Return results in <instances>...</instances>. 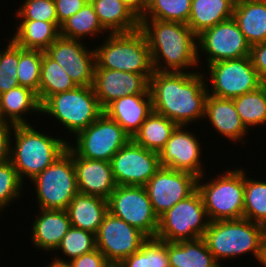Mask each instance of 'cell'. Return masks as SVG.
<instances>
[{
  "instance_id": "obj_44",
  "label": "cell",
  "mask_w": 266,
  "mask_h": 267,
  "mask_svg": "<svg viewBox=\"0 0 266 267\" xmlns=\"http://www.w3.org/2000/svg\"><path fill=\"white\" fill-rule=\"evenodd\" d=\"M250 58L261 82L266 84V41L251 46Z\"/></svg>"
},
{
  "instance_id": "obj_9",
  "label": "cell",
  "mask_w": 266,
  "mask_h": 267,
  "mask_svg": "<svg viewBox=\"0 0 266 267\" xmlns=\"http://www.w3.org/2000/svg\"><path fill=\"white\" fill-rule=\"evenodd\" d=\"M209 222L201 193L196 189L158 217L155 238L164 242L195 240L203 237Z\"/></svg>"
},
{
  "instance_id": "obj_32",
  "label": "cell",
  "mask_w": 266,
  "mask_h": 267,
  "mask_svg": "<svg viewBox=\"0 0 266 267\" xmlns=\"http://www.w3.org/2000/svg\"><path fill=\"white\" fill-rule=\"evenodd\" d=\"M76 87L77 85L64 71V68L43 52L39 92L37 94L40 104L49 96L70 91Z\"/></svg>"
},
{
  "instance_id": "obj_21",
  "label": "cell",
  "mask_w": 266,
  "mask_h": 267,
  "mask_svg": "<svg viewBox=\"0 0 266 267\" xmlns=\"http://www.w3.org/2000/svg\"><path fill=\"white\" fill-rule=\"evenodd\" d=\"M103 110L132 138L152 113V98L150 94L127 95L112 101Z\"/></svg>"
},
{
  "instance_id": "obj_14",
  "label": "cell",
  "mask_w": 266,
  "mask_h": 267,
  "mask_svg": "<svg viewBox=\"0 0 266 267\" xmlns=\"http://www.w3.org/2000/svg\"><path fill=\"white\" fill-rule=\"evenodd\" d=\"M197 46L198 51L201 50L208 55L207 65L250 56L251 50V45L247 42L233 17L199 34Z\"/></svg>"
},
{
  "instance_id": "obj_43",
  "label": "cell",
  "mask_w": 266,
  "mask_h": 267,
  "mask_svg": "<svg viewBox=\"0 0 266 267\" xmlns=\"http://www.w3.org/2000/svg\"><path fill=\"white\" fill-rule=\"evenodd\" d=\"M89 0H54L58 23L76 14Z\"/></svg>"
},
{
  "instance_id": "obj_10",
  "label": "cell",
  "mask_w": 266,
  "mask_h": 267,
  "mask_svg": "<svg viewBox=\"0 0 266 267\" xmlns=\"http://www.w3.org/2000/svg\"><path fill=\"white\" fill-rule=\"evenodd\" d=\"M131 139L124 129L104 112L76 135L75 146H68L82 158L111 162L112 157Z\"/></svg>"
},
{
  "instance_id": "obj_2",
  "label": "cell",
  "mask_w": 266,
  "mask_h": 267,
  "mask_svg": "<svg viewBox=\"0 0 266 267\" xmlns=\"http://www.w3.org/2000/svg\"><path fill=\"white\" fill-rule=\"evenodd\" d=\"M139 29L146 37L154 71L184 72L199 65L197 36L187 24L140 19Z\"/></svg>"
},
{
  "instance_id": "obj_24",
  "label": "cell",
  "mask_w": 266,
  "mask_h": 267,
  "mask_svg": "<svg viewBox=\"0 0 266 267\" xmlns=\"http://www.w3.org/2000/svg\"><path fill=\"white\" fill-rule=\"evenodd\" d=\"M66 211L71 226L96 234L108 212V202L104 198L78 192Z\"/></svg>"
},
{
  "instance_id": "obj_47",
  "label": "cell",
  "mask_w": 266,
  "mask_h": 267,
  "mask_svg": "<svg viewBox=\"0 0 266 267\" xmlns=\"http://www.w3.org/2000/svg\"><path fill=\"white\" fill-rule=\"evenodd\" d=\"M123 267H149L148 257L139 249L121 262Z\"/></svg>"
},
{
  "instance_id": "obj_18",
  "label": "cell",
  "mask_w": 266,
  "mask_h": 267,
  "mask_svg": "<svg viewBox=\"0 0 266 267\" xmlns=\"http://www.w3.org/2000/svg\"><path fill=\"white\" fill-rule=\"evenodd\" d=\"M183 128L184 126H177L159 152L160 166L188 172L199 178L205 175L200 161V141L193 132Z\"/></svg>"
},
{
  "instance_id": "obj_37",
  "label": "cell",
  "mask_w": 266,
  "mask_h": 267,
  "mask_svg": "<svg viewBox=\"0 0 266 267\" xmlns=\"http://www.w3.org/2000/svg\"><path fill=\"white\" fill-rule=\"evenodd\" d=\"M43 52L23 49L19 46V63L17 79L20 86L32 89L38 94Z\"/></svg>"
},
{
  "instance_id": "obj_3",
  "label": "cell",
  "mask_w": 266,
  "mask_h": 267,
  "mask_svg": "<svg viewBox=\"0 0 266 267\" xmlns=\"http://www.w3.org/2000/svg\"><path fill=\"white\" fill-rule=\"evenodd\" d=\"M202 238L219 265L222 258L230 259L247 252H252L260 262L266 228L245 218L220 220L209 222Z\"/></svg>"
},
{
  "instance_id": "obj_26",
  "label": "cell",
  "mask_w": 266,
  "mask_h": 267,
  "mask_svg": "<svg viewBox=\"0 0 266 267\" xmlns=\"http://www.w3.org/2000/svg\"><path fill=\"white\" fill-rule=\"evenodd\" d=\"M234 0H191L187 25L198 36L204 30L233 17Z\"/></svg>"
},
{
  "instance_id": "obj_46",
  "label": "cell",
  "mask_w": 266,
  "mask_h": 267,
  "mask_svg": "<svg viewBox=\"0 0 266 267\" xmlns=\"http://www.w3.org/2000/svg\"><path fill=\"white\" fill-rule=\"evenodd\" d=\"M12 130L13 126L6 123L0 128V164L10 160V148L13 141L11 140L13 133H10Z\"/></svg>"
},
{
  "instance_id": "obj_15",
  "label": "cell",
  "mask_w": 266,
  "mask_h": 267,
  "mask_svg": "<svg viewBox=\"0 0 266 267\" xmlns=\"http://www.w3.org/2000/svg\"><path fill=\"white\" fill-rule=\"evenodd\" d=\"M117 186H145L161 167L159 153L150 151L130 139L111 160Z\"/></svg>"
},
{
  "instance_id": "obj_48",
  "label": "cell",
  "mask_w": 266,
  "mask_h": 267,
  "mask_svg": "<svg viewBox=\"0 0 266 267\" xmlns=\"http://www.w3.org/2000/svg\"><path fill=\"white\" fill-rule=\"evenodd\" d=\"M132 13L140 20L147 11L148 0H122Z\"/></svg>"
},
{
  "instance_id": "obj_1",
  "label": "cell",
  "mask_w": 266,
  "mask_h": 267,
  "mask_svg": "<svg viewBox=\"0 0 266 267\" xmlns=\"http://www.w3.org/2000/svg\"><path fill=\"white\" fill-rule=\"evenodd\" d=\"M204 77L195 71H153L149 79L153 111L185 128L188 123L203 119L209 94Z\"/></svg>"
},
{
  "instance_id": "obj_16",
  "label": "cell",
  "mask_w": 266,
  "mask_h": 267,
  "mask_svg": "<svg viewBox=\"0 0 266 267\" xmlns=\"http://www.w3.org/2000/svg\"><path fill=\"white\" fill-rule=\"evenodd\" d=\"M198 177L167 167H160L144 186L154 213L159 217L197 189Z\"/></svg>"
},
{
  "instance_id": "obj_7",
  "label": "cell",
  "mask_w": 266,
  "mask_h": 267,
  "mask_svg": "<svg viewBox=\"0 0 266 267\" xmlns=\"http://www.w3.org/2000/svg\"><path fill=\"white\" fill-rule=\"evenodd\" d=\"M202 179L203 175L197 180V190L201 193L210 222L243 218V169L226 171L206 183H200Z\"/></svg>"
},
{
  "instance_id": "obj_31",
  "label": "cell",
  "mask_w": 266,
  "mask_h": 267,
  "mask_svg": "<svg viewBox=\"0 0 266 267\" xmlns=\"http://www.w3.org/2000/svg\"><path fill=\"white\" fill-rule=\"evenodd\" d=\"M176 127L173 121L152 111L131 139L138 145L159 153Z\"/></svg>"
},
{
  "instance_id": "obj_19",
  "label": "cell",
  "mask_w": 266,
  "mask_h": 267,
  "mask_svg": "<svg viewBox=\"0 0 266 267\" xmlns=\"http://www.w3.org/2000/svg\"><path fill=\"white\" fill-rule=\"evenodd\" d=\"M92 87L101 107L135 94H150L149 80L142 74L95 68Z\"/></svg>"
},
{
  "instance_id": "obj_34",
  "label": "cell",
  "mask_w": 266,
  "mask_h": 267,
  "mask_svg": "<svg viewBox=\"0 0 266 267\" xmlns=\"http://www.w3.org/2000/svg\"><path fill=\"white\" fill-rule=\"evenodd\" d=\"M233 101L247 129L249 126L266 123V84L263 83L256 90L240 95Z\"/></svg>"
},
{
  "instance_id": "obj_36",
  "label": "cell",
  "mask_w": 266,
  "mask_h": 267,
  "mask_svg": "<svg viewBox=\"0 0 266 267\" xmlns=\"http://www.w3.org/2000/svg\"><path fill=\"white\" fill-rule=\"evenodd\" d=\"M191 0H148V8L141 19L188 23Z\"/></svg>"
},
{
  "instance_id": "obj_25",
  "label": "cell",
  "mask_w": 266,
  "mask_h": 267,
  "mask_svg": "<svg viewBox=\"0 0 266 267\" xmlns=\"http://www.w3.org/2000/svg\"><path fill=\"white\" fill-rule=\"evenodd\" d=\"M41 113V104L37 93L32 89L17 86L0 94V115L6 124L29 125L22 115L30 111Z\"/></svg>"
},
{
  "instance_id": "obj_27",
  "label": "cell",
  "mask_w": 266,
  "mask_h": 267,
  "mask_svg": "<svg viewBox=\"0 0 266 267\" xmlns=\"http://www.w3.org/2000/svg\"><path fill=\"white\" fill-rule=\"evenodd\" d=\"M102 27L110 33H127L139 29L140 20L122 0H89Z\"/></svg>"
},
{
  "instance_id": "obj_40",
  "label": "cell",
  "mask_w": 266,
  "mask_h": 267,
  "mask_svg": "<svg viewBox=\"0 0 266 267\" xmlns=\"http://www.w3.org/2000/svg\"><path fill=\"white\" fill-rule=\"evenodd\" d=\"M23 182L10 160L0 164V210L22 193Z\"/></svg>"
},
{
  "instance_id": "obj_49",
  "label": "cell",
  "mask_w": 266,
  "mask_h": 267,
  "mask_svg": "<svg viewBox=\"0 0 266 267\" xmlns=\"http://www.w3.org/2000/svg\"><path fill=\"white\" fill-rule=\"evenodd\" d=\"M47 267H72L70 262L62 259V258H57L55 257L54 260L50 263V265L48 264Z\"/></svg>"
},
{
  "instance_id": "obj_45",
  "label": "cell",
  "mask_w": 266,
  "mask_h": 267,
  "mask_svg": "<svg viewBox=\"0 0 266 267\" xmlns=\"http://www.w3.org/2000/svg\"><path fill=\"white\" fill-rule=\"evenodd\" d=\"M109 262L97 248L70 261L72 267H105Z\"/></svg>"
},
{
  "instance_id": "obj_51",
  "label": "cell",
  "mask_w": 266,
  "mask_h": 267,
  "mask_svg": "<svg viewBox=\"0 0 266 267\" xmlns=\"http://www.w3.org/2000/svg\"><path fill=\"white\" fill-rule=\"evenodd\" d=\"M235 3H242V2H266V0H234Z\"/></svg>"
},
{
  "instance_id": "obj_50",
  "label": "cell",
  "mask_w": 266,
  "mask_h": 267,
  "mask_svg": "<svg viewBox=\"0 0 266 267\" xmlns=\"http://www.w3.org/2000/svg\"><path fill=\"white\" fill-rule=\"evenodd\" d=\"M260 263L262 264V266L264 265V267H266V240H265L264 245H263Z\"/></svg>"
},
{
  "instance_id": "obj_13",
  "label": "cell",
  "mask_w": 266,
  "mask_h": 267,
  "mask_svg": "<svg viewBox=\"0 0 266 267\" xmlns=\"http://www.w3.org/2000/svg\"><path fill=\"white\" fill-rule=\"evenodd\" d=\"M96 237V248L108 262L121 263L137 252L148 237L134 226L107 212Z\"/></svg>"
},
{
  "instance_id": "obj_42",
  "label": "cell",
  "mask_w": 266,
  "mask_h": 267,
  "mask_svg": "<svg viewBox=\"0 0 266 267\" xmlns=\"http://www.w3.org/2000/svg\"><path fill=\"white\" fill-rule=\"evenodd\" d=\"M148 257L149 267H170L168 242L156 238H148L140 247Z\"/></svg>"
},
{
  "instance_id": "obj_17",
  "label": "cell",
  "mask_w": 266,
  "mask_h": 267,
  "mask_svg": "<svg viewBox=\"0 0 266 267\" xmlns=\"http://www.w3.org/2000/svg\"><path fill=\"white\" fill-rule=\"evenodd\" d=\"M80 40L59 36L44 52L55 60L77 86H92L96 55Z\"/></svg>"
},
{
  "instance_id": "obj_11",
  "label": "cell",
  "mask_w": 266,
  "mask_h": 267,
  "mask_svg": "<svg viewBox=\"0 0 266 267\" xmlns=\"http://www.w3.org/2000/svg\"><path fill=\"white\" fill-rule=\"evenodd\" d=\"M108 212L136 227L148 238H155L158 216L144 186L119 185L110 194Z\"/></svg>"
},
{
  "instance_id": "obj_6",
  "label": "cell",
  "mask_w": 266,
  "mask_h": 267,
  "mask_svg": "<svg viewBox=\"0 0 266 267\" xmlns=\"http://www.w3.org/2000/svg\"><path fill=\"white\" fill-rule=\"evenodd\" d=\"M103 112L92 86H77L73 90L49 96L41 104V114L55 117L75 136Z\"/></svg>"
},
{
  "instance_id": "obj_29",
  "label": "cell",
  "mask_w": 266,
  "mask_h": 267,
  "mask_svg": "<svg viewBox=\"0 0 266 267\" xmlns=\"http://www.w3.org/2000/svg\"><path fill=\"white\" fill-rule=\"evenodd\" d=\"M233 19L251 46L266 41V2L236 3Z\"/></svg>"
},
{
  "instance_id": "obj_39",
  "label": "cell",
  "mask_w": 266,
  "mask_h": 267,
  "mask_svg": "<svg viewBox=\"0 0 266 267\" xmlns=\"http://www.w3.org/2000/svg\"><path fill=\"white\" fill-rule=\"evenodd\" d=\"M19 63V46L12 40L6 49L0 51V94L19 86L17 68Z\"/></svg>"
},
{
  "instance_id": "obj_8",
  "label": "cell",
  "mask_w": 266,
  "mask_h": 267,
  "mask_svg": "<svg viewBox=\"0 0 266 267\" xmlns=\"http://www.w3.org/2000/svg\"><path fill=\"white\" fill-rule=\"evenodd\" d=\"M40 209L66 210L78 193L73 150L68 146L50 166L32 180Z\"/></svg>"
},
{
  "instance_id": "obj_23",
  "label": "cell",
  "mask_w": 266,
  "mask_h": 267,
  "mask_svg": "<svg viewBox=\"0 0 266 267\" xmlns=\"http://www.w3.org/2000/svg\"><path fill=\"white\" fill-rule=\"evenodd\" d=\"M32 243L43 251H56L71 227L66 210L39 209V217L32 224Z\"/></svg>"
},
{
  "instance_id": "obj_53",
  "label": "cell",
  "mask_w": 266,
  "mask_h": 267,
  "mask_svg": "<svg viewBox=\"0 0 266 267\" xmlns=\"http://www.w3.org/2000/svg\"><path fill=\"white\" fill-rule=\"evenodd\" d=\"M5 124V122L3 121L1 115H0V128Z\"/></svg>"
},
{
  "instance_id": "obj_30",
  "label": "cell",
  "mask_w": 266,
  "mask_h": 267,
  "mask_svg": "<svg viewBox=\"0 0 266 267\" xmlns=\"http://www.w3.org/2000/svg\"><path fill=\"white\" fill-rule=\"evenodd\" d=\"M21 21L11 40L23 49L45 51L60 36V29L52 22Z\"/></svg>"
},
{
  "instance_id": "obj_33",
  "label": "cell",
  "mask_w": 266,
  "mask_h": 267,
  "mask_svg": "<svg viewBox=\"0 0 266 267\" xmlns=\"http://www.w3.org/2000/svg\"><path fill=\"white\" fill-rule=\"evenodd\" d=\"M101 32L106 31L100 24L90 1L60 26V36L74 40H81L89 35L94 37L95 34L98 35Z\"/></svg>"
},
{
  "instance_id": "obj_38",
  "label": "cell",
  "mask_w": 266,
  "mask_h": 267,
  "mask_svg": "<svg viewBox=\"0 0 266 267\" xmlns=\"http://www.w3.org/2000/svg\"><path fill=\"white\" fill-rule=\"evenodd\" d=\"M63 254L69 257V262L79 256L96 249L95 234L71 226L57 247Z\"/></svg>"
},
{
  "instance_id": "obj_35",
  "label": "cell",
  "mask_w": 266,
  "mask_h": 267,
  "mask_svg": "<svg viewBox=\"0 0 266 267\" xmlns=\"http://www.w3.org/2000/svg\"><path fill=\"white\" fill-rule=\"evenodd\" d=\"M245 173L243 218L266 228V181L249 179Z\"/></svg>"
},
{
  "instance_id": "obj_5",
  "label": "cell",
  "mask_w": 266,
  "mask_h": 267,
  "mask_svg": "<svg viewBox=\"0 0 266 267\" xmlns=\"http://www.w3.org/2000/svg\"><path fill=\"white\" fill-rule=\"evenodd\" d=\"M94 50L95 68L142 74L148 80L153 74L150 49L140 29L127 33H109L102 46Z\"/></svg>"
},
{
  "instance_id": "obj_52",
  "label": "cell",
  "mask_w": 266,
  "mask_h": 267,
  "mask_svg": "<svg viewBox=\"0 0 266 267\" xmlns=\"http://www.w3.org/2000/svg\"><path fill=\"white\" fill-rule=\"evenodd\" d=\"M105 267H123L121 263L109 262Z\"/></svg>"
},
{
  "instance_id": "obj_20",
  "label": "cell",
  "mask_w": 266,
  "mask_h": 267,
  "mask_svg": "<svg viewBox=\"0 0 266 267\" xmlns=\"http://www.w3.org/2000/svg\"><path fill=\"white\" fill-rule=\"evenodd\" d=\"M73 163L78 192L108 200L117 187L111 162L82 158L73 151Z\"/></svg>"
},
{
  "instance_id": "obj_41",
  "label": "cell",
  "mask_w": 266,
  "mask_h": 267,
  "mask_svg": "<svg viewBox=\"0 0 266 267\" xmlns=\"http://www.w3.org/2000/svg\"><path fill=\"white\" fill-rule=\"evenodd\" d=\"M21 20H39L54 23L59 29L54 0H25L16 12Z\"/></svg>"
},
{
  "instance_id": "obj_28",
  "label": "cell",
  "mask_w": 266,
  "mask_h": 267,
  "mask_svg": "<svg viewBox=\"0 0 266 267\" xmlns=\"http://www.w3.org/2000/svg\"><path fill=\"white\" fill-rule=\"evenodd\" d=\"M168 255L170 267H221L202 237L195 240L168 242Z\"/></svg>"
},
{
  "instance_id": "obj_12",
  "label": "cell",
  "mask_w": 266,
  "mask_h": 267,
  "mask_svg": "<svg viewBox=\"0 0 266 267\" xmlns=\"http://www.w3.org/2000/svg\"><path fill=\"white\" fill-rule=\"evenodd\" d=\"M212 86L209 95L224 99H234L256 90L261 82L250 56L214 62L208 65Z\"/></svg>"
},
{
  "instance_id": "obj_22",
  "label": "cell",
  "mask_w": 266,
  "mask_h": 267,
  "mask_svg": "<svg viewBox=\"0 0 266 267\" xmlns=\"http://www.w3.org/2000/svg\"><path fill=\"white\" fill-rule=\"evenodd\" d=\"M206 117L213 129L222 136L244 144L245 140L241 139L248 133V129L244 126L233 99L218 98L208 94L204 114V118Z\"/></svg>"
},
{
  "instance_id": "obj_4",
  "label": "cell",
  "mask_w": 266,
  "mask_h": 267,
  "mask_svg": "<svg viewBox=\"0 0 266 267\" xmlns=\"http://www.w3.org/2000/svg\"><path fill=\"white\" fill-rule=\"evenodd\" d=\"M32 125L13 126L15 144L10 148V161L24 182V175L30 180L39 175L62 155L69 142L36 131ZM68 142V143H67Z\"/></svg>"
}]
</instances>
